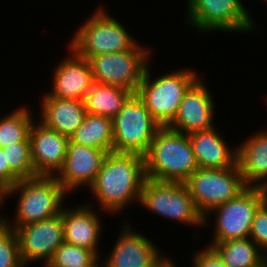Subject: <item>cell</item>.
<instances>
[{"instance_id": "obj_1", "label": "cell", "mask_w": 267, "mask_h": 267, "mask_svg": "<svg viewBox=\"0 0 267 267\" xmlns=\"http://www.w3.org/2000/svg\"><path fill=\"white\" fill-rule=\"evenodd\" d=\"M145 180L144 156L113 151L106 155L88 190L98 202L95 206H99L101 212L116 216L123 214L133 202L139 204Z\"/></svg>"}, {"instance_id": "obj_2", "label": "cell", "mask_w": 267, "mask_h": 267, "mask_svg": "<svg viewBox=\"0 0 267 267\" xmlns=\"http://www.w3.org/2000/svg\"><path fill=\"white\" fill-rule=\"evenodd\" d=\"M67 195L69 193L54 176L20 179L7 190V200L18 196L15 199V215L11 217L13 219L4 215L1 220L16 230L23 225L55 217L65 206Z\"/></svg>"}, {"instance_id": "obj_3", "label": "cell", "mask_w": 267, "mask_h": 267, "mask_svg": "<svg viewBox=\"0 0 267 267\" xmlns=\"http://www.w3.org/2000/svg\"><path fill=\"white\" fill-rule=\"evenodd\" d=\"M146 178L184 183L197 169L188 134L160 127L144 155Z\"/></svg>"}, {"instance_id": "obj_4", "label": "cell", "mask_w": 267, "mask_h": 267, "mask_svg": "<svg viewBox=\"0 0 267 267\" xmlns=\"http://www.w3.org/2000/svg\"><path fill=\"white\" fill-rule=\"evenodd\" d=\"M150 64L153 62L148 64L136 94L143 101L154 120L161 127H166L176 117L185 92L200 75L195 68L184 67L185 69L179 68L152 78Z\"/></svg>"}, {"instance_id": "obj_5", "label": "cell", "mask_w": 267, "mask_h": 267, "mask_svg": "<svg viewBox=\"0 0 267 267\" xmlns=\"http://www.w3.org/2000/svg\"><path fill=\"white\" fill-rule=\"evenodd\" d=\"M108 12L103 6L97 7L75 30L68 47L85 59L131 50L138 43L136 37L129 33V29L116 16Z\"/></svg>"}, {"instance_id": "obj_6", "label": "cell", "mask_w": 267, "mask_h": 267, "mask_svg": "<svg viewBox=\"0 0 267 267\" xmlns=\"http://www.w3.org/2000/svg\"><path fill=\"white\" fill-rule=\"evenodd\" d=\"M186 24L194 31L258 34V25L242 0H186ZM257 31V32H256Z\"/></svg>"}, {"instance_id": "obj_7", "label": "cell", "mask_w": 267, "mask_h": 267, "mask_svg": "<svg viewBox=\"0 0 267 267\" xmlns=\"http://www.w3.org/2000/svg\"><path fill=\"white\" fill-rule=\"evenodd\" d=\"M139 205L166 220H173L199 230L204 227V217L198 212L184 183L146 178Z\"/></svg>"}, {"instance_id": "obj_8", "label": "cell", "mask_w": 267, "mask_h": 267, "mask_svg": "<svg viewBox=\"0 0 267 267\" xmlns=\"http://www.w3.org/2000/svg\"><path fill=\"white\" fill-rule=\"evenodd\" d=\"M266 200L267 189L247 186L235 198L213 208L204 217V227L214 225L210 243L249 238L255 213ZM212 215L213 225L209 223Z\"/></svg>"}, {"instance_id": "obj_9", "label": "cell", "mask_w": 267, "mask_h": 267, "mask_svg": "<svg viewBox=\"0 0 267 267\" xmlns=\"http://www.w3.org/2000/svg\"><path fill=\"white\" fill-rule=\"evenodd\" d=\"M152 49L138 42L131 50L89 58L94 82L119 86L136 94L147 66L152 60L151 55L154 51Z\"/></svg>"}, {"instance_id": "obj_10", "label": "cell", "mask_w": 267, "mask_h": 267, "mask_svg": "<svg viewBox=\"0 0 267 267\" xmlns=\"http://www.w3.org/2000/svg\"><path fill=\"white\" fill-rule=\"evenodd\" d=\"M113 151L144 156L157 130L161 127L143 101L133 94L123 109L112 119Z\"/></svg>"}, {"instance_id": "obj_11", "label": "cell", "mask_w": 267, "mask_h": 267, "mask_svg": "<svg viewBox=\"0 0 267 267\" xmlns=\"http://www.w3.org/2000/svg\"><path fill=\"white\" fill-rule=\"evenodd\" d=\"M184 184L203 217L213 208L235 198L247 187L238 164L223 169L198 168Z\"/></svg>"}, {"instance_id": "obj_12", "label": "cell", "mask_w": 267, "mask_h": 267, "mask_svg": "<svg viewBox=\"0 0 267 267\" xmlns=\"http://www.w3.org/2000/svg\"><path fill=\"white\" fill-rule=\"evenodd\" d=\"M20 257L25 267L36 262L43 267L51 260L56 249L64 242L62 214L23 225L16 230Z\"/></svg>"}, {"instance_id": "obj_13", "label": "cell", "mask_w": 267, "mask_h": 267, "mask_svg": "<svg viewBox=\"0 0 267 267\" xmlns=\"http://www.w3.org/2000/svg\"><path fill=\"white\" fill-rule=\"evenodd\" d=\"M201 75L185 92L176 117L169 128L191 134L216 126L214 115L216 102L208 87L205 77ZM214 120V121H213Z\"/></svg>"}, {"instance_id": "obj_14", "label": "cell", "mask_w": 267, "mask_h": 267, "mask_svg": "<svg viewBox=\"0 0 267 267\" xmlns=\"http://www.w3.org/2000/svg\"><path fill=\"white\" fill-rule=\"evenodd\" d=\"M122 221L121 232L114 242L108 258L103 259L104 267H153L164 255L159 246L147 236Z\"/></svg>"}, {"instance_id": "obj_15", "label": "cell", "mask_w": 267, "mask_h": 267, "mask_svg": "<svg viewBox=\"0 0 267 267\" xmlns=\"http://www.w3.org/2000/svg\"><path fill=\"white\" fill-rule=\"evenodd\" d=\"M107 154L106 151L69 140L63 166L54 177L69 194L86 186L89 188Z\"/></svg>"}, {"instance_id": "obj_16", "label": "cell", "mask_w": 267, "mask_h": 267, "mask_svg": "<svg viewBox=\"0 0 267 267\" xmlns=\"http://www.w3.org/2000/svg\"><path fill=\"white\" fill-rule=\"evenodd\" d=\"M74 206V207H73ZM63 207L61 214L64 226V242L91 250L98 258L101 251L98 246L101 243L103 221L98 214L97 207L91 202ZM94 207V208H93Z\"/></svg>"}, {"instance_id": "obj_17", "label": "cell", "mask_w": 267, "mask_h": 267, "mask_svg": "<svg viewBox=\"0 0 267 267\" xmlns=\"http://www.w3.org/2000/svg\"><path fill=\"white\" fill-rule=\"evenodd\" d=\"M29 138L35 174L55 176L65 161L70 138L46 127L38 119L31 125Z\"/></svg>"}, {"instance_id": "obj_18", "label": "cell", "mask_w": 267, "mask_h": 267, "mask_svg": "<svg viewBox=\"0 0 267 267\" xmlns=\"http://www.w3.org/2000/svg\"><path fill=\"white\" fill-rule=\"evenodd\" d=\"M68 56L59 61L52 75V88L46 92L49 96L83 100L84 95L94 85V78L88 59L77 55L68 47Z\"/></svg>"}, {"instance_id": "obj_19", "label": "cell", "mask_w": 267, "mask_h": 267, "mask_svg": "<svg viewBox=\"0 0 267 267\" xmlns=\"http://www.w3.org/2000/svg\"><path fill=\"white\" fill-rule=\"evenodd\" d=\"M216 126L188 135L198 168L223 169L237 164V145L231 148Z\"/></svg>"}, {"instance_id": "obj_20", "label": "cell", "mask_w": 267, "mask_h": 267, "mask_svg": "<svg viewBox=\"0 0 267 267\" xmlns=\"http://www.w3.org/2000/svg\"><path fill=\"white\" fill-rule=\"evenodd\" d=\"M40 111L36 115L46 127L71 137L87 114L83 100L63 99L42 94Z\"/></svg>"}, {"instance_id": "obj_21", "label": "cell", "mask_w": 267, "mask_h": 267, "mask_svg": "<svg viewBox=\"0 0 267 267\" xmlns=\"http://www.w3.org/2000/svg\"><path fill=\"white\" fill-rule=\"evenodd\" d=\"M237 164L246 186L267 189V128L237 145Z\"/></svg>"}, {"instance_id": "obj_22", "label": "cell", "mask_w": 267, "mask_h": 267, "mask_svg": "<svg viewBox=\"0 0 267 267\" xmlns=\"http://www.w3.org/2000/svg\"><path fill=\"white\" fill-rule=\"evenodd\" d=\"M204 244L217 253L226 267H267V255L250 237Z\"/></svg>"}, {"instance_id": "obj_23", "label": "cell", "mask_w": 267, "mask_h": 267, "mask_svg": "<svg viewBox=\"0 0 267 267\" xmlns=\"http://www.w3.org/2000/svg\"><path fill=\"white\" fill-rule=\"evenodd\" d=\"M133 94L119 86L95 82L93 87L85 93L83 103L88 114L113 119Z\"/></svg>"}, {"instance_id": "obj_24", "label": "cell", "mask_w": 267, "mask_h": 267, "mask_svg": "<svg viewBox=\"0 0 267 267\" xmlns=\"http://www.w3.org/2000/svg\"><path fill=\"white\" fill-rule=\"evenodd\" d=\"M70 140L73 143L106 151L107 153L113 152L112 119L87 113L83 123L76 129Z\"/></svg>"}, {"instance_id": "obj_25", "label": "cell", "mask_w": 267, "mask_h": 267, "mask_svg": "<svg viewBox=\"0 0 267 267\" xmlns=\"http://www.w3.org/2000/svg\"><path fill=\"white\" fill-rule=\"evenodd\" d=\"M26 105H20L9 111L10 113L0 116V148L16 142L30 141L29 132L36 117L31 113L33 109L31 111L27 103Z\"/></svg>"}, {"instance_id": "obj_26", "label": "cell", "mask_w": 267, "mask_h": 267, "mask_svg": "<svg viewBox=\"0 0 267 267\" xmlns=\"http://www.w3.org/2000/svg\"><path fill=\"white\" fill-rule=\"evenodd\" d=\"M98 259L89 249L63 242L45 267H91Z\"/></svg>"}, {"instance_id": "obj_27", "label": "cell", "mask_w": 267, "mask_h": 267, "mask_svg": "<svg viewBox=\"0 0 267 267\" xmlns=\"http://www.w3.org/2000/svg\"><path fill=\"white\" fill-rule=\"evenodd\" d=\"M6 162L9 169L19 179H30L37 177L33 168L31 158V143L30 141L16 142L3 148Z\"/></svg>"}, {"instance_id": "obj_28", "label": "cell", "mask_w": 267, "mask_h": 267, "mask_svg": "<svg viewBox=\"0 0 267 267\" xmlns=\"http://www.w3.org/2000/svg\"><path fill=\"white\" fill-rule=\"evenodd\" d=\"M0 267H25L22 264L16 231L0 220Z\"/></svg>"}, {"instance_id": "obj_29", "label": "cell", "mask_w": 267, "mask_h": 267, "mask_svg": "<svg viewBox=\"0 0 267 267\" xmlns=\"http://www.w3.org/2000/svg\"><path fill=\"white\" fill-rule=\"evenodd\" d=\"M249 237L267 255V200L255 213Z\"/></svg>"}, {"instance_id": "obj_30", "label": "cell", "mask_w": 267, "mask_h": 267, "mask_svg": "<svg viewBox=\"0 0 267 267\" xmlns=\"http://www.w3.org/2000/svg\"><path fill=\"white\" fill-rule=\"evenodd\" d=\"M201 250L192 251L194 253L191 256V267H226L211 247L205 246Z\"/></svg>"}, {"instance_id": "obj_31", "label": "cell", "mask_w": 267, "mask_h": 267, "mask_svg": "<svg viewBox=\"0 0 267 267\" xmlns=\"http://www.w3.org/2000/svg\"><path fill=\"white\" fill-rule=\"evenodd\" d=\"M19 180L20 179L9 169L3 149L0 148V184L8 190Z\"/></svg>"}, {"instance_id": "obj_32", "label": "cell", "mask_w": 267, "mask_h": 267, "mask_svg": "<svg viewBox=\"0 0 267 267\" xmlns=\"http://www.w3.org/2000/svg\"><path fill=\"white\" fill-rule=\"evenodd\" d=\"M169 255H164L153 267H177L175 265V261H172V257H168Z\"/></svg>"}, {"instance_id": "obj_33", "label": "cell", "mask_w": 267, "mask_h": 267, "mask_svg": "<svg viewBox=\"0 0 267 267\" xmlns=\"http://www.w3.org/2000/svg\"><path fill=\"white\" fill-rule=\"evenodd\" d=\"M6 200H7V189L2 184H0V211L1 212H3L2 207L6 205L5 203H7ZM1 212H0V220L5 215V214H2ZM1 215H3V216H1Z\"/></svg>"}, {"instance_id": "obj_34", "label": "cell", "mask_w": 267, "mask_h": 267, "mask_svg": "<svg viewBox=\"0 0 267 267\" xmlns=\"http://www.w3.org/2000/svg\"><path fill=\"white\" fill-rule=\"evenodd\" d=\"M100 260L102 259L99 258L91 267H104L103 262Z\"/></svg>"}]
</instances>
